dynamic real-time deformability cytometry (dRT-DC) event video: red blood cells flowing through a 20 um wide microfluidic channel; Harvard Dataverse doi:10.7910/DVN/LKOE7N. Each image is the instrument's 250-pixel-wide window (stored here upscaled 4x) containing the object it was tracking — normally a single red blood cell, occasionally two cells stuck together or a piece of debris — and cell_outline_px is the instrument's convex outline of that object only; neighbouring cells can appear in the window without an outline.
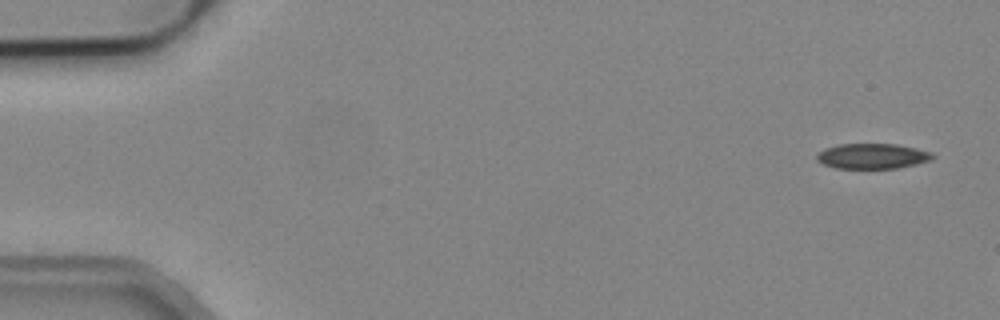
{"species": "common noctule bat (a hibernating species)", "species_latin": "Nyctalus noctula", "temperature_condition": "cold", "stored_images_in_passage": 7, "camera_frame_rate_fps": 3000, "um_per_image_px": 0.085, "animal": {"sex": "male", "body_mass_g": 19.2, "forearm_length_mm": 51.8}, "frame": {"image": 1, "passage_image": 1, "time_ms": 0.0, "image_size_px": [1000, 320], "cell_outline_px": [[936, 156], [932, 160], [900, 168], [836, 168], [824, 164], [816, 160], [816, 156], [824, 148], [840, 144], [896, 144], [916, 148], [932, 152]], "centroid_in_image_um": [74.19, 13.27], "position_along_channel_um": 10.8, "area_um2": 17.11}}